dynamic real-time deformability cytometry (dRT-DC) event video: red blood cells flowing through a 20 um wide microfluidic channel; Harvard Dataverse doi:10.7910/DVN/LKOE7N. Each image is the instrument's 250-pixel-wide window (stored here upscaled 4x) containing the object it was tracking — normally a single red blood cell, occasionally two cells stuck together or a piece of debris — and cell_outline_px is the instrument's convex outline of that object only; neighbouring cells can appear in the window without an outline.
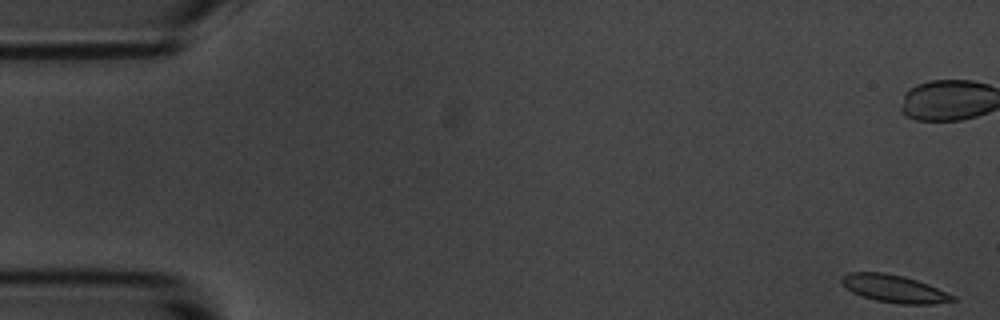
{"species": "common noctule bat (a hibernating species)", "species_latin": "Nyctalus noctula", "temperature_condition": "room temperature", "stored_images_in_passage": 8, "camera_frame_rate_fps": 3000, "um_per_image_px": 0.085, "animal": {"sex": "male", "body_mass_g": 20.1, "forearm_length_mm": 53.5}, "frame": {"image": 1, "passage_image": 1, "time_ms": 0.0, "image_size_px": [1000, 320], "cell_outline_px": [[956, 300], [932, 304], [900, 304], [876, 300], [852, 292], [844, 288], [840, 284], [840, 276], [848, 272], [884, 272], [904, 276], [928, 284], [956, 296]], "centroid_in_image_um": [75.95, 24.52], "position_along_channel_um": 9.0, "area_um2": 17.98}}
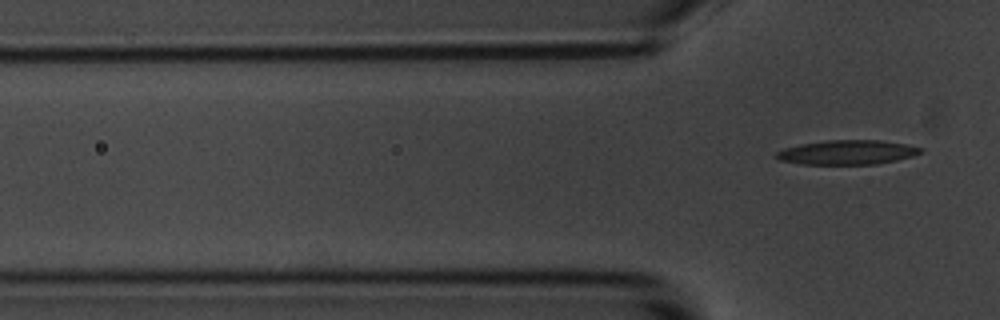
{"frame": {"image": 2, "passage_image": 8, "time_ms": 8.0, "image_size_px": [1000, 320], "cell_outline_px": [[924, 152], [912, 156], [896, 160], [876, 164], [800, 164], [780, 160], [776, 156], [776, 152], [784, 148], [800, 144], [828, 140], [880, 140], [904, 144], [924, 148]], "centroid_in_image_um": [72.03, 12.94], "position_along_channel_um": 53.8, "area_um2": 20.46}}